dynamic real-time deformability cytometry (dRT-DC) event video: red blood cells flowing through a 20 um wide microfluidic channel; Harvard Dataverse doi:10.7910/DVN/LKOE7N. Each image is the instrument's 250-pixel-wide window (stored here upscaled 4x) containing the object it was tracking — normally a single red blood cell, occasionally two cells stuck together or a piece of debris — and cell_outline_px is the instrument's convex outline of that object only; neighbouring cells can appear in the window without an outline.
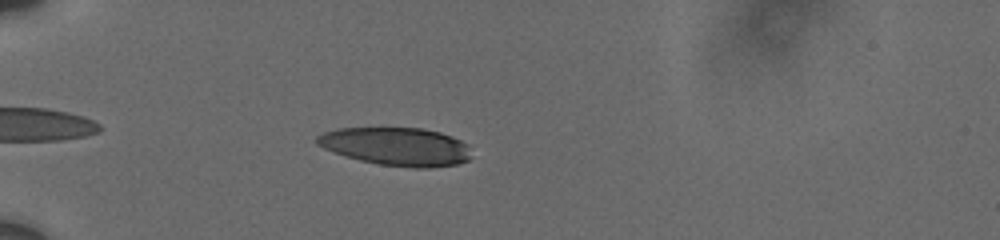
{"species": "human", "species_latin": "Homo sapiens", "temperature_condition": "cold", "stored_images_in_passage": 8, "camera_frame_rate_fps": 3000, "um_per_image_px": 0.085, "donor": {"sex": "male"}, "frame": {"image": 1, "passage_image": 6, "time_ms": 5.0, "image_size_px": [1000, 240], "cell_outline_px": [[472, 156], [468, 160], [456, 164], [428, 168], [412, 168], [380, 164], [360, 160], [324, 148], [316, 144], [316, 136], [324, 132], [340, 128], [420, 128], [440, 132], [452, 136], [468, 144]], "centroid_in_image_um": [33.73, 12.45], "position_along_channel_um": 51.3, "area_um2": 34.22}}
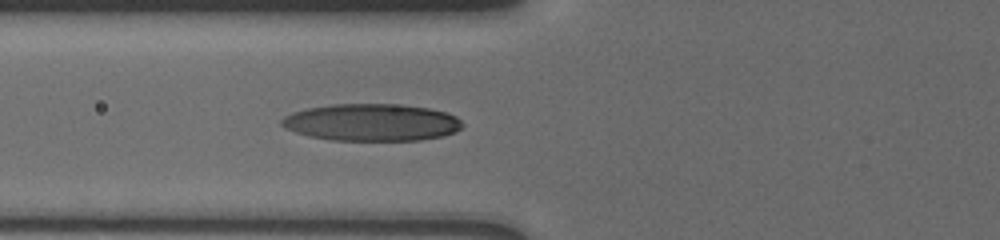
{"frame": {"image": 2, "passage_image": 8, "time_ms": 7.0, "image_size_px": [1000, 240], "cell_outline_px": [[464, 124], [456, 132], [444, 136], [420, 140], [332, 140], [308, 136], [284, 128], [280, 124], [280, 120], [284, 116], [292, 112], [308, 108], [336, 104], [392, 104], [428, 108], [444, 112], [456, 116]], "centroid_in_image_um": [31.58, 10.41], "position_along_channel_um": 94.2, "area_um2": 39.07}}